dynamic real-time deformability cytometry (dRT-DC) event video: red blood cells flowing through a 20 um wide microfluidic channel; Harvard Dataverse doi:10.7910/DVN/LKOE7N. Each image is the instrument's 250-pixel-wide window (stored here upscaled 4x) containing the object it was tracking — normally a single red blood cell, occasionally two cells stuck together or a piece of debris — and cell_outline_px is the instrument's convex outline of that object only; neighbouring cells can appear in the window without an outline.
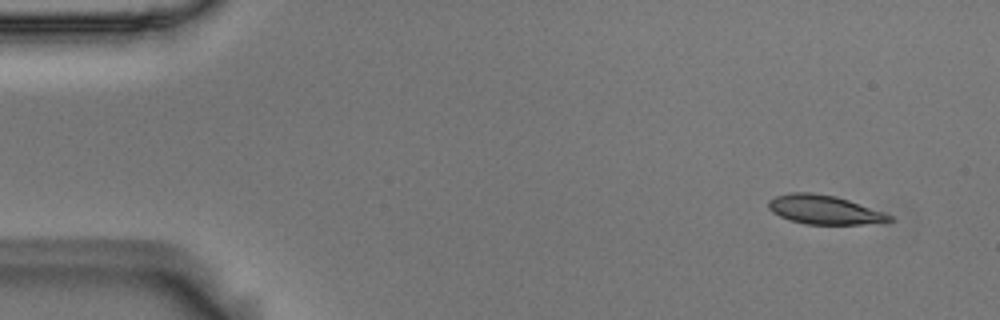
{"species": "Egyptian fruit bat (a non-hibernating species)", "species_latin": "Rousettus aegyptiacus", "temperature_condition": "room temperature", "stored_images_in_passage": 9, "camera_frame_rate_fps": 3000, "um_per_image_px": 0.085, "animal": {"sex": "male"}, "frame": {"image": 1, "passage_image": 1, "time_ms": 0.0, "image_size_px": [1000, 320], "cell_outline_px": [[896, 220], [884, 224], [804, 224], [780, 216], [772, 212], [768, 208], [768, 200], [776, 196], [792, 192], [812, 192], [836, 196], [884, 212], [892, 216]], "centroid_in_image_um": [70.12, 17.84], "position_along_channel_um": 14.9, "area_um2": 20.63}}
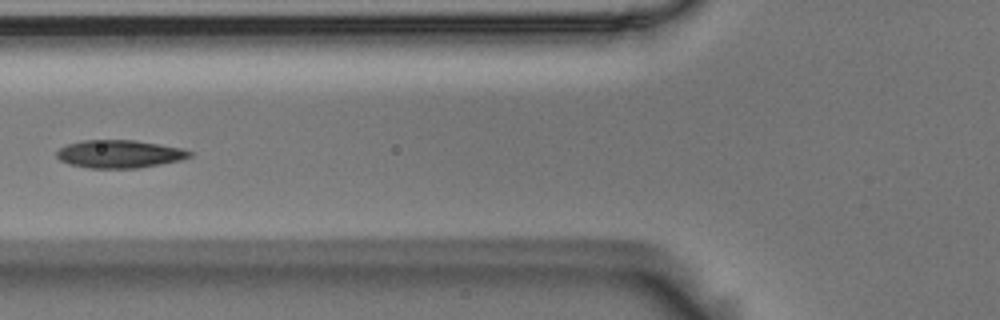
{"frame": {"image": 2, "passage_image": 6, "time_ms": 1.667, "image_size_px": [1000, 320], "cell_outline_px": [[192, 156], [180, 160], [160, 164], [136, 168], [88, 168], [68, 164], [60, 160], [56, 156], [56, 152], [60, 148], [68, 144], [84, 140], [136, 140], [160, 144], [180, 148], [192, 152]], "centroid_in_image_um": [10.13, 13.09], "position_along_channel_um": 115.7, "area_um2": 21.56}}
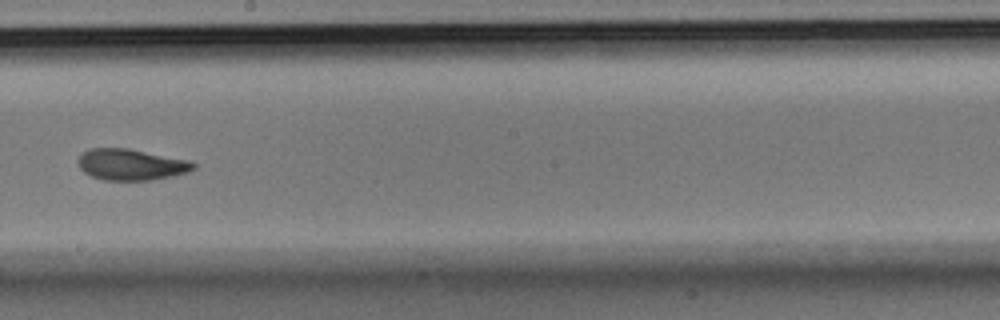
{"frame": {"image": 3, "passage_image": 9, "time_ms": 2.667, "image_size_px": [1000, 320], "cell_outline_px": [[196, 168], [188, 172], [172, 176], [152, 180], [104, 180], [92, 176], [84, 172], [80, 168], [76, 160], [88, 148], [128, 148], [188, 160], [196, 164]], "centroid_in_image_um": [11.13, 13.99], "position_along_channel_um": 237.1, "area_um2": 20.98}}